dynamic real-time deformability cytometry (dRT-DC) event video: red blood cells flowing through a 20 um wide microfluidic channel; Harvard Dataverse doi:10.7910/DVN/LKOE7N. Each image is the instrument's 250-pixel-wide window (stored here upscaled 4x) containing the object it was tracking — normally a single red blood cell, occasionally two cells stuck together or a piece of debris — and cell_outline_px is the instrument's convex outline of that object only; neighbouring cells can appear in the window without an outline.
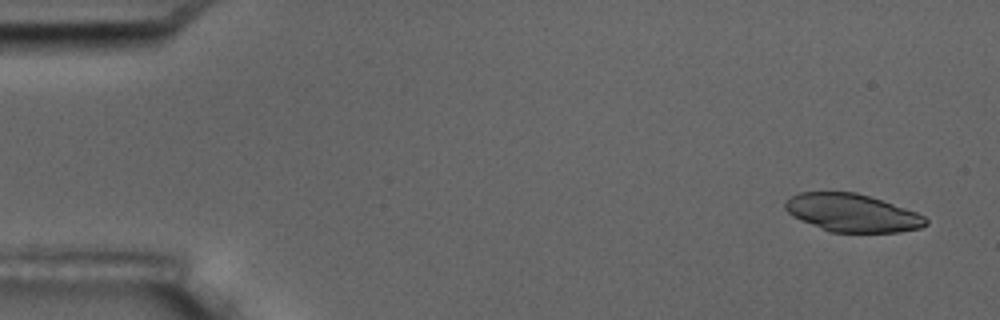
{"species": "common noctule bat (a hibernating species)", "species_latin": "Nyctalus noctula", "temperature_condition": "room temperature", "stored_images_in_passage": 6, "segment_of_instrument_passage": [1, 2], "camera_frame_rate_fps": 3000, "um_per_image_px": 0.085, "animal": {"sex": "male", "body_mass_g": 17.5, "forearm_length_mm": 52.3}, "frame": {"image": 1, "passage_image": 1, "time_ms": 0.0, "image_size_px": [1000, 320], "cell_outline_px": [[928, 224], [920, 228], [900, 232], [832, 232], [800, 220], [792, 216], [784, 208], [784, 204], [792, 196], [800, 192], [856, 192], [916, 212], [924, 216], [928, 220]], "centroid_in_image_um": [72.43, 18.1], "position_along_channel_um": 12.6, "area_um2": 30.69}}